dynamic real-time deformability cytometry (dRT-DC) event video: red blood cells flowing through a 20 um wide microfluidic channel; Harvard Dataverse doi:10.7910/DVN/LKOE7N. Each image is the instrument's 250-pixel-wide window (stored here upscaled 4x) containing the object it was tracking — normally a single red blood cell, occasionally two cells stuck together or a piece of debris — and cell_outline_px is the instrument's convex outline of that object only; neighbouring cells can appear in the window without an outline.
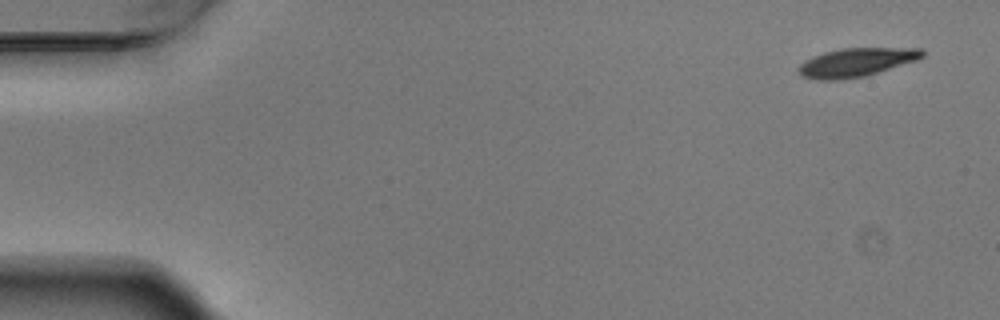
{"species": "Egyptian fruit bat (a non-hibernating species)", "species_latin": "Rousettus aegyptiacus", "temperature_condition": "warm", "stored_images_in_passage": 5, "camera_frame_rate_fps": 3000, "um_per_image_px": 0.085, "animal": {"sex": "male"}, "frame": {"image": 1, "passage_image": 1, "time_ms": 0.0, "image_size_px": [1000, 320], "cell_outline_px": [[924, 56], [916, 60], [864, 76], [840, 80], [816, 80], [800, 76], [796, 68], [804, 60], [812, 56], [824, 52], [844, 48], [920, 48], [924, 52]], "centroid_in_image_um": [72.7, 5.3], "position_along_channel_um": 12.3, "area_um2": 20.63}}
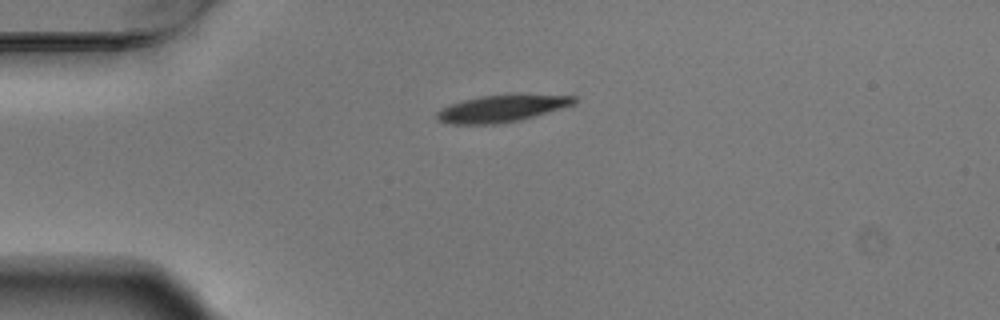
{"frame": {"image": 2, "passage_image": 4, "time_ms": 1.0, "image_size_px": [1000, 320], "cell_outline_px": [[580, 100], [576, 104], [520, 120], [500, 124], [448, 124], [436, 120], [436, 112], [440, 108], [464, 100], [480, 96], [580, 96]], "centroid_in_image_um": [42.61, 9.26], "position_along_channel_um": 42.4, "area_um2": 21.15}}